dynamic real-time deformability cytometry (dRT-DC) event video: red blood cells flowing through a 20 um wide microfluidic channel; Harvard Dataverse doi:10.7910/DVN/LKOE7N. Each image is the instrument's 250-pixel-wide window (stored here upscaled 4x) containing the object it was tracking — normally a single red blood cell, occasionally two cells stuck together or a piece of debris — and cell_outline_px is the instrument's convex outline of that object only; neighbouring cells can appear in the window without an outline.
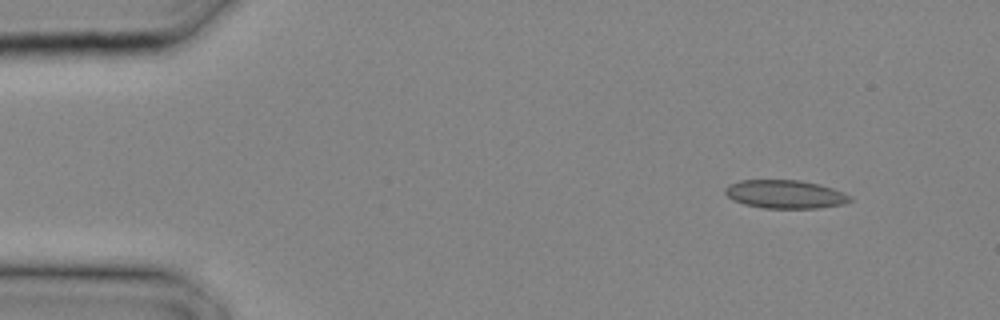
{"species": "common noctule bat (a hibernating species)", "species_latin": "Nyctalus noctula", "temperature_condition": "cold", "stored_images_in_passage": 16, "camera_frame_rate_fps": 3000, "um_per_image_px": 0.085, "animal": {"sex": "male", "body_mass_g": 20.4}, "frame": {"image": 1, "passage_image": 2, "time_ms": 0.333, "image_size_px": [1000, 320], "cell_outline_px": [[852, 200], [844, 204], [816, 208], [764, 208], [744, 204], [732, 200], [724, 192], [724, 188], [728, 184], [740, 180], [800, 180], [820, 184], [832, 188], [848, 196]], "centroid_in_image_um": [66.68, 16.5], "position_along_channel_um": 18.3, "area_um2": 20.58}}
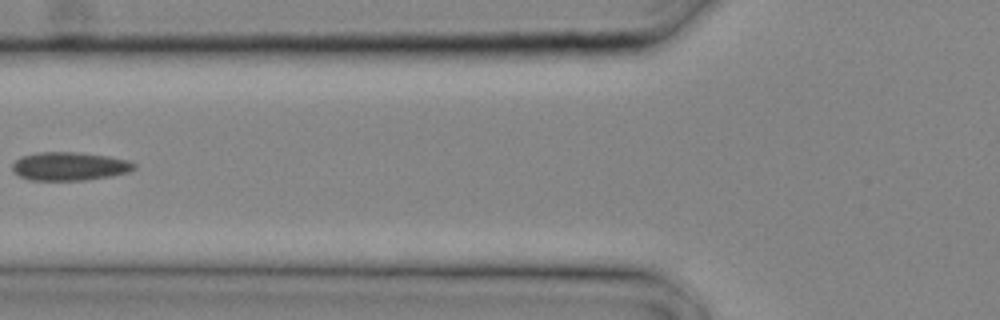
{"frame": {"image": 2, "passage_image": 10, "time_ms": 3.0, "image_size_px": [1000, 320], "cell_outline_px": [[136, 168], [128, 172], [112, 176], [84, 180], [28, 180], [20, 176], [12, 168], [12, 164], [20, 156], [36, 152], [80, 152], [108, 156], [128, 160], [136, 164]], "centroid_in_image_um": [5.92, 14.12], "position_along_channel_um": 119.9, "area_um2": 20.29}}
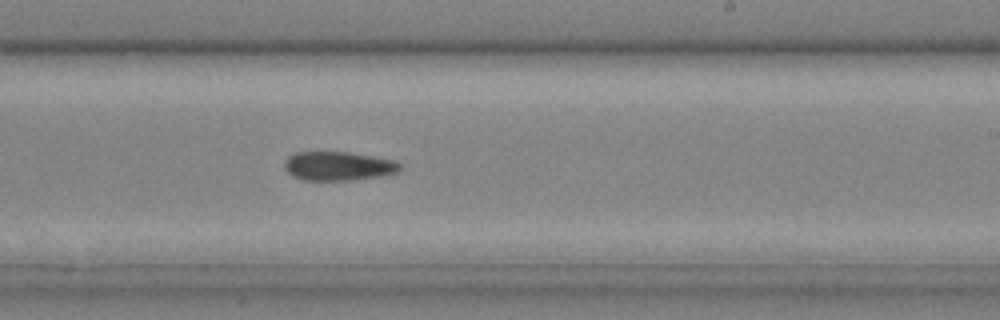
{"frame": {"image": 3, "passage_image": 16, "time_ms": 5.0, "image_size_px": [1000, 320], "cell_outline_px": [[404, 168], [396, 172], [380, 176], [348, 180], [304, 180], [292, 176], [284, 168], [284, 160], [288, 156], [296, 152], [348, 152], [396, 160]], "centroid_in_image_um": [28.75, 14.11], "position_along_channel_um": 260.3, "area_um2": 19.54}}